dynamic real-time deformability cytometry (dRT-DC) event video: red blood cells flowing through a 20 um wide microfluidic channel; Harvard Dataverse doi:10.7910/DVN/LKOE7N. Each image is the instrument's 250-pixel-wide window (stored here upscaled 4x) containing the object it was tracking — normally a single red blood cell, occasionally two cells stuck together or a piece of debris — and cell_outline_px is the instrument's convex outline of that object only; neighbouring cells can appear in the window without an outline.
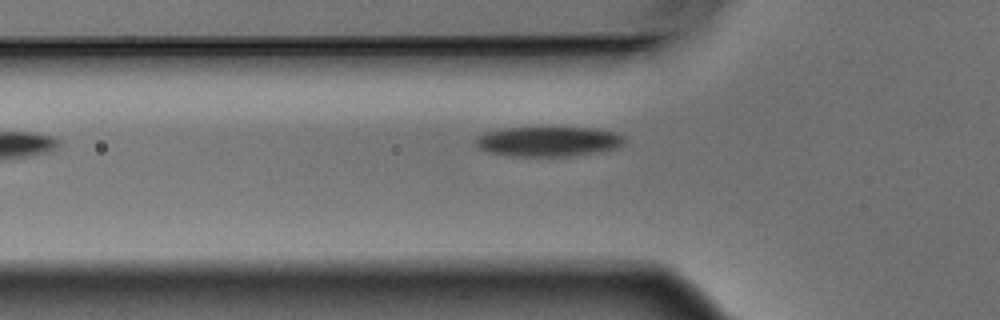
{"species": "Egyptian fruit bat (a non-hibernating species)", "species_latin": "Rousettus aegyptiacus", "temperature_condition": "warm", "stored_images_in_passage": 7, "camera_frame_rate_fps": 3000, "um_per_image_px": 0.085, "animal": {"sex": "male"}, "frame": {"image": 1, "passage_image": 6, "time_ms": 1.667, "image_size_px": [1000, 320], "cell_outline_px": [[624, 144], [616, 148], [596, 152], [568, 156], [512, 156], [488, 152], [480, 148], [476, 144], [476, 136], [484, 132], [504, 128], [596, 128], [616, 132], [624, 136]], "centroid_in_image_um": [46.61, 12.02], "position_along_channel_um": 79.2, "area_um2": 25.84}}
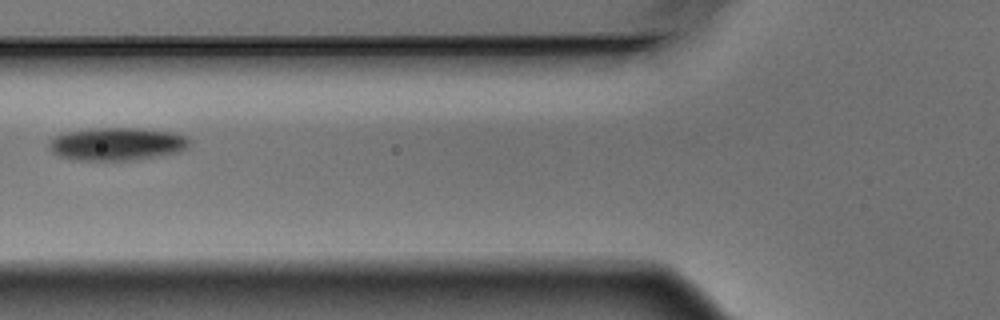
{"frame": {"image": 2, "passage_image": 7, "time_ms": 2.0, "image_size_px": [1000, 320], "cell_outline_px": [[188, 148], [176, 152], [128, 160], [76, 160], [60, 156], [52, 152], [48, 148], [48, 144], [56, 136], [68, 132], [88, 128], [140, 128], [168, 132], [184, 136], [188, 140]], "centroid_in_image_um": [9.87, 12.23], "position_along_channel_um": 115.9, "area_um2": 26.36}}